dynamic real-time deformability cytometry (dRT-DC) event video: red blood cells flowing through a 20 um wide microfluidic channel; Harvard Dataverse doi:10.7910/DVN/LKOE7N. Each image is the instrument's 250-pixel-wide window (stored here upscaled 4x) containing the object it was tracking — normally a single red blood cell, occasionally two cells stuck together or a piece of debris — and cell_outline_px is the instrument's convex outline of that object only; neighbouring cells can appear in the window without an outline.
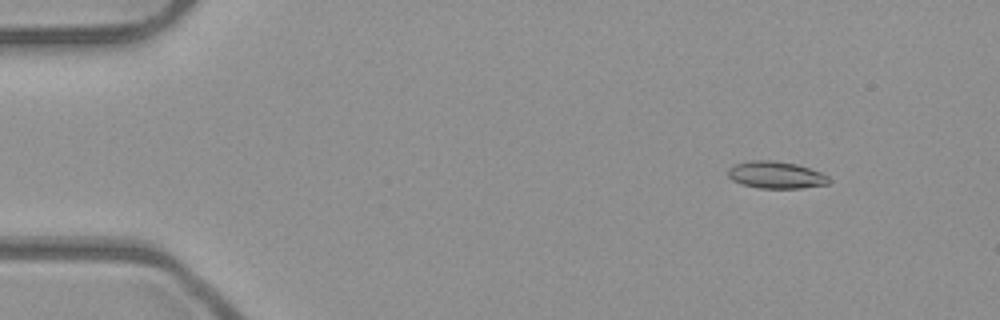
{"species": "common noctule bat (a hibernating species)", "species_latin": "Nyctalus noctula", "temperature_condition": "room temperature", "stored_images_in_passage": 52, "camera_frame_rate_fps": 3000, "um_per_image_px": 0.085, "animal": {"sex": "male", "body_mass_g": 23.1, "forearm_length_mm": 52.7}, "frame": {"image": 1, "passage_image": 6, "time_ms": 1.667, "image_size_px": [1000, 320], "cell_outline_px": [[832, 180], [828, 184], [800, 188], [760, 188], [740, 184], [732, 180], [728, 176], [728, 168], [732, 164], [752, 160], [772, 160], [796, 164], [820, 172], [828, 176]], "centroid_in_image_um": [65.93, 14.87], "position_along_channel_um": 19.1, "area_um2": 16.01}}
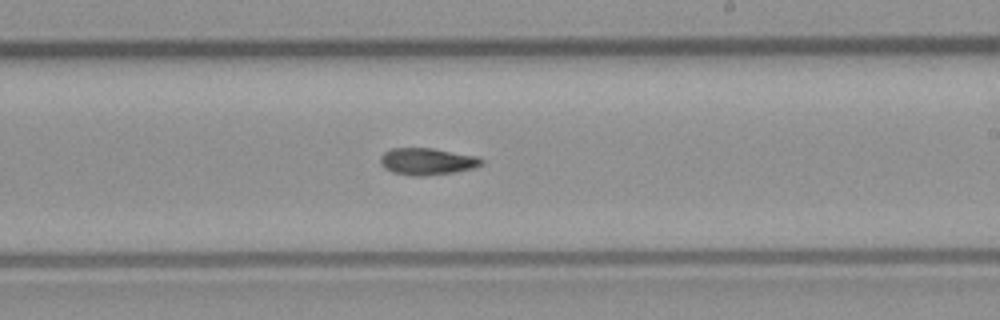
{"frame": {"image": 2, "passage_image": 31, "time_ms": 10.0, "image_size_px": [1000, 320], "cell_outline_px": [[484, 164], [472, 168], [456, 172], [424, 176], [412, 176], [392, 172], [384, 168], [380, 164], [380, 156], [384, 152], [392, 148], [432, 148], [480, 156], [484, 160]], "centroid_in_image_um": [36.33, 13.72], "position_along_channel_um": 252.7, "area_um2": 16.13}}
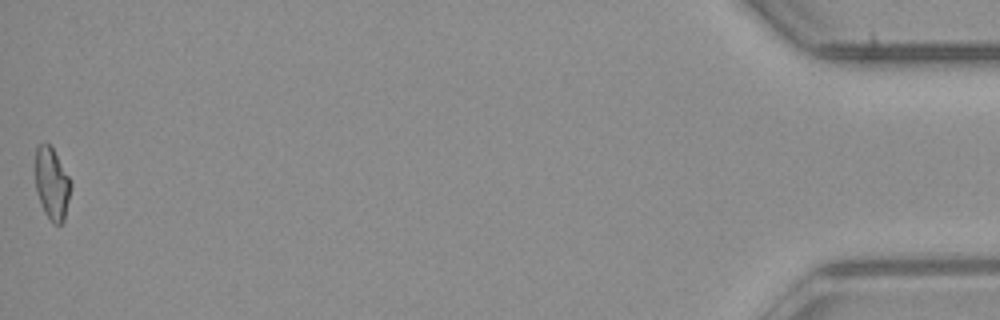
{"frame": {"image": 3, "passage_image": 52, "time_ms": 17.0, "image_size_px": [1000, 320], "cell_outline_px": [[72, 184], [64, 220], [60, 224], [52, 224], [44, 212], [36, 192], [36, 144], [48, 144], [52, 148], [72, 180]], "centroid_in_image_um": [4.42, 15.63], "position_along_channel_um": 430.8, "area_um2": 14.91}, "authors_computed_cell_mechanics": {"area_um2": 15.4615, "velocity_mm_per_s": 3.9955, "shape_relaxation_time_tau1_ms": null, "shape_relaxation_time_tau2_ms": 9.0642, "deformation_change_tau1": null, "deformation_change_tau2": 0.1664}}